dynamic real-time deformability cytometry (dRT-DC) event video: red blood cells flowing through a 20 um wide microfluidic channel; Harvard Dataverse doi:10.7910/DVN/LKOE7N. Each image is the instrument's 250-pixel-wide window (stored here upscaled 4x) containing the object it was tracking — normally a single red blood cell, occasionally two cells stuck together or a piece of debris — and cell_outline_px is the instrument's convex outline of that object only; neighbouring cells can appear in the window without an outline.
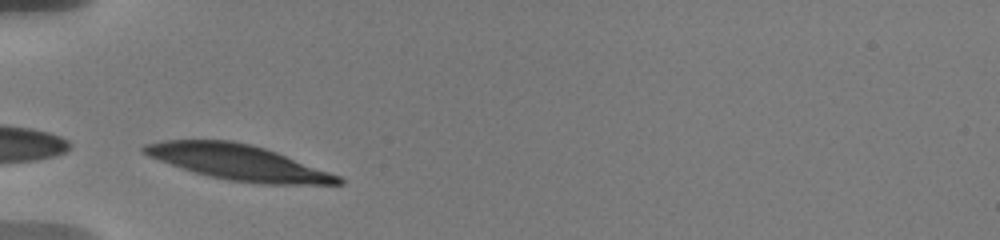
{"species": "human", "species_latin": "Homo sapiens", "temperature_condition": "warm", "stored_images_in_passage": 21, "camera_frame_rate_fps": 3000, "um_per_image_px": 0.085, "donor": {"sex": "male"}, "frame": {"image": 1, "passage_image": 1, "time_ms": 0.0, "image_size_px": [1000, 240], "cell_outline_px": [[344, 184], [260, 184], [228, 180], [208, 176], [148, 156], [140, 152], [140, 148], [144, 144], [160, 140], [232, 140], [252, 144], [276, 152], [340, 176], [344, 180]], "centroid_in_image_um": [20.23, 13.79], "position_along_channel_um": 64.8, "area_um2": 39.71}}
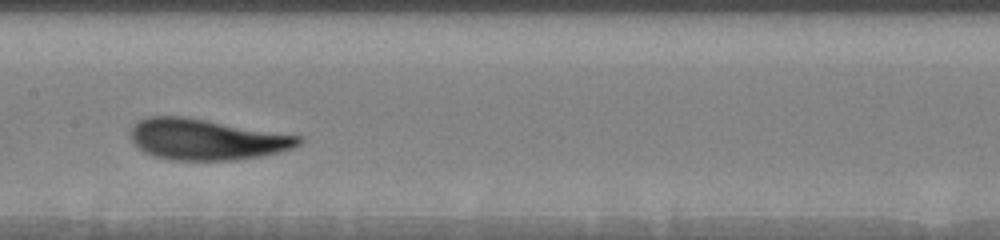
{"frame": {"image": 2, "passage_image": 12, "time_ms": 3.667, "image_size_px": [1000, 240], "cell_outline_px": [[304, 140], [300, 144], [292, 148], [280, 152], [260, 156], [236, 160], [172, 160], [156, 156], [144, 152], [128, 136], [128, 132], [140, 120], [148, 116], [184, 116], [304, 136]], "centroid_in_image_um": [17.58, 11.84], "position_along_channel_um": 189.8, "area_um2": 40.29}}
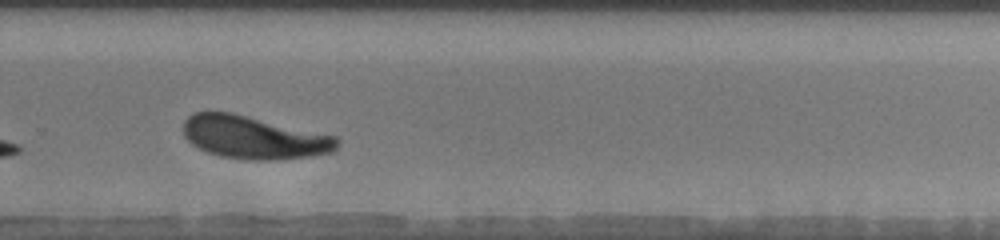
{"frame": {"image": 3, "passage_image": 18, "time_ms": 7.0, "image_size_px": [1000, 240], "cell_outline_px": [[340, 140], [336, 148], [332, 152], [308, 156], [276, 160], [248, 160], [220, 156], [208, 152], [192, 144], [184, 136], [184, 120], [192, 112], [208, 108], [232, 112], [336, 136]], "centroid_in_image_um": [21.51, 11.64], "position_along_channel_um": 308.3, "area_um2": 38.96}, "authors_computed_cell_mechanics": {"area_um2": 39.9976, "velocity_mm_per_s": 3.5694, "shape_relaxation_time_tau1_ms": 2.2687, "shape_relaxation_time_tau2_ms": 1.0994, "deformation_change_tau1": 0.1267, "deformation_change_tau2": 0.0686}}